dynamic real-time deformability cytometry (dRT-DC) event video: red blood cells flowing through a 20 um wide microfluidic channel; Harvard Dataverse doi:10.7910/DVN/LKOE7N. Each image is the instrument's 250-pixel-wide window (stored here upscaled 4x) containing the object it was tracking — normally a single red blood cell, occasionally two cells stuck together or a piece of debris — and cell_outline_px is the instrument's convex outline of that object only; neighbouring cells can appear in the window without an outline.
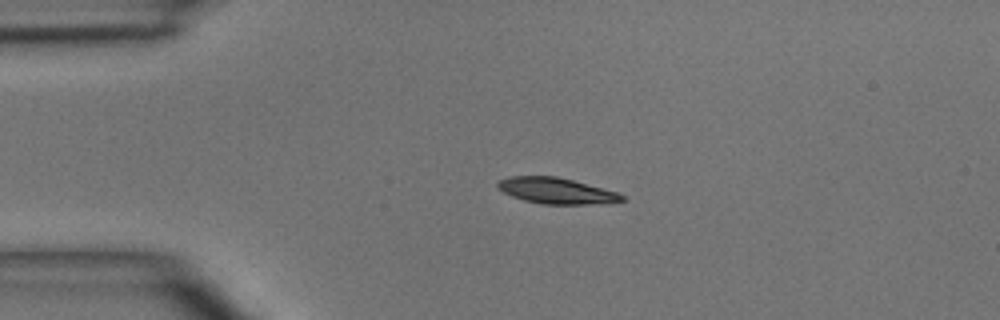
{"species": "common noctule bat (a hibernating species)", "species_latin": "Nyctalus noctula", "temperature_condition": "room temperature", "stored_images_in_passage": 5, "camera_frame_rate_fps": 3000, "um_per_image_px": 0.085, "animal": {"sex": "male", "body_mass_g": 15.6}, "frame": {"image": 1, "passage_image": 3, "time_ms": 2.333, "image_size_px": [1000, 320], "cell_outline_px": [[624, 200], [588, 204], [544, 204], [524, 200], [512, 196], [504, 192], [496, 184], [500, 180], [508, 176], [556, 176], [572, 180], [616, 192], [624, 196]], "centroid_in_image_um": [47.23, 16.2], "position_along_channel_um": 37.8, "area_um2": 18.32}}